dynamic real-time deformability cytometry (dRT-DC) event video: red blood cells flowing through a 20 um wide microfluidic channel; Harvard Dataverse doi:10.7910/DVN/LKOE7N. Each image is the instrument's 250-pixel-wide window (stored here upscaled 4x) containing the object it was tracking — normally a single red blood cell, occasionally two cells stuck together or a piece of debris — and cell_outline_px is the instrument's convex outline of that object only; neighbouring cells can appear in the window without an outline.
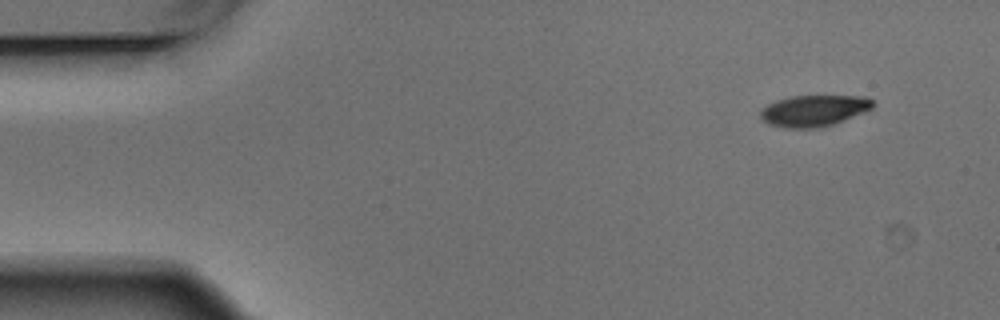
{"species": "Egyptian fruit bat (a non-hibernating species)", "species_latin": "Rousettus aegyptiacus", "temperature_condition": "warm", "stored_images_in_passage": 3, "camera_frame_rate_fps": 3000, "um_per_image_px": 0.085, "animal": {"sex": "male"}, "frame": {"image": 1, "passage_image": 1, "time_ms": 0.0, "image_size_px": [1000, 320], "cell_outline_px": [[872, 108], [864, 112], [832, 124], [820, 128], [784, 128], [768, 124], [760, 116], [760, 112], [768, 104], [776, 100], [792, 96], [864, 96], [872, 100]], "centroid_in_image_um": [69.15, 9.41], "position_along_channel_um": 15.8, "area_um2": 20.29}}